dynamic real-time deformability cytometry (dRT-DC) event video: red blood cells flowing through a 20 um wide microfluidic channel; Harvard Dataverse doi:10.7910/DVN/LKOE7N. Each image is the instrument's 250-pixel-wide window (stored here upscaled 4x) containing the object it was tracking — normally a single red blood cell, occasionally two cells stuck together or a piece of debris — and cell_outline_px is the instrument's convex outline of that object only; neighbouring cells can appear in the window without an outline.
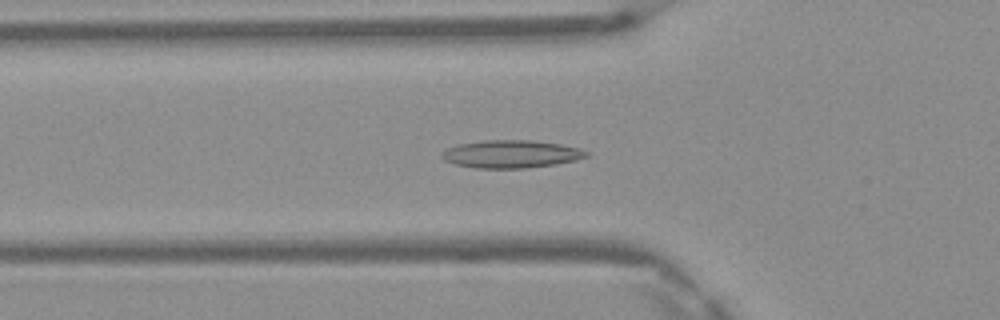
{"species": "Egyptian fruit bat (a non-hibernating species)", "species_latin": "Rousettus aegyptiacus", "temperature_condition": "warm", "stored_images_in_passage": 41, "camera_frame_rate_fps": 3000, "um_per_image_px": 0.085, "frame": {"image": 1, "passage_image": 9, "time_ms": 2.667, "image_size_px": [1000, 320], "cell_outline_px": [[588, 156], [576, 160], [552, 164], [524, 168], [476, 168], [456, 164], [444, 160], [440, 156], [448, 148], [460, 144], [484, 140], [532, 140], [560, 144], [580, 148], [588, 152]], "centroid_in_image_um": [43.46, 13.09], "position_along_channel_um": 82.3, "area_um2": 23.12}}
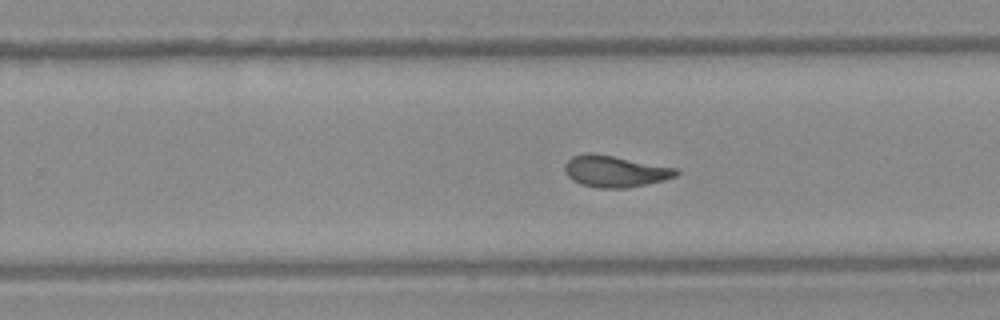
{"frame": {"image": 2, "passage_image": 23, "time_ms": 7.333, "image_size_px": [1000, 320], "cell_outline_px": [[680, 172], [676, 176], [664, 180], [624, 188], [600, 188], [580, 184], [572, 180], [568, 176], [564, 168], [564, 164], [572, 156], [588, 152], [592, 152], [676, 168]], "centroid_in_image_um": [52.24, 14.55], "position_along_channel_um": 277.6, "area_um2": 20.29}}
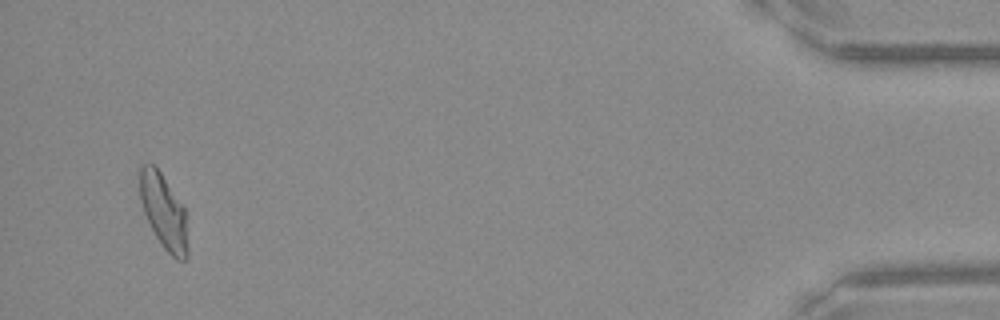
{"frame": {"image": 3, "passage_image": 39, "time_ms": 12.667, "image_size_px": [1000, 320], "cell_outline_px": [[188, 256], [184, 260], [176, 260], [164, 248], [156, 236], [144, 212], [140, 200], [140, 164], [152, 164], [160, 172], [184, 208], [188, 248]], "centroid_in_image_um": [13.91, 18.01], "position_along_channel_um": 421.3, "area_um2": 20.4}, "authors_computed_cell_mechanics": {"area_um2": 20.4034, "velocity_mm_per_s": 4.1613, "shape_relaxation_time_tau1_ms": 6.0394, "shape_relaxation_time_tau2_ms": 1.0184, "deformation_change_tau1": 0.2048, "deformation_change_tau2": 0.0786}}